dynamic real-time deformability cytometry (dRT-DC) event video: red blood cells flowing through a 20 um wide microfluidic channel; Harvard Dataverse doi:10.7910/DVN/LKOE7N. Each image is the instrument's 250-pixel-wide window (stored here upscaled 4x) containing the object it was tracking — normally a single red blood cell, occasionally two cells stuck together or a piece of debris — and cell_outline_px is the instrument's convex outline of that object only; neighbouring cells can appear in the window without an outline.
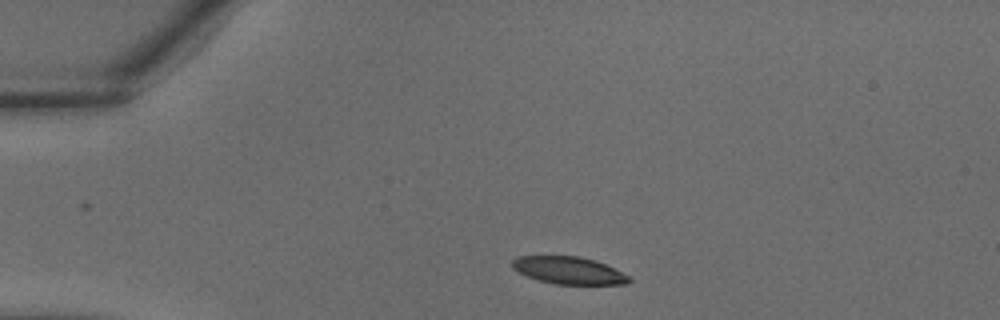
{"species": "common noctule bat (a hibernating species)", "species_latin": "Nyctalus noctula", "temperature_condition": "warm", "stored_images_in_passage": 30, "camera_frame_rate_fps": 3000, "um_per_image_px": 0.085, "animal": {"sex": "male", "body_mass_g": 18.8}, "frame": {"image": 1, "passage_image": 1, "time_ms": 0.0, "image_size_px": [1000, 320], "cell_outline_px": [[632, 280], [628, 284], [556, 284], [540, 280], [528, 276], [512, 268], [512, 260], [520, 256], [580, 256], [596, 260], [628, 276]], "centroid_in_image_um": [48.35, 22.98], "position_along_channel_um": 36.7, "area_um2": 18.32}}
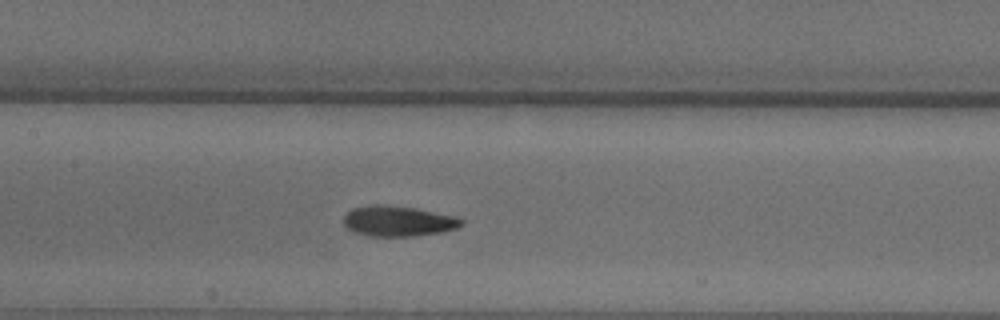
{"frame": {"image": 2, "passage_image": 11, "time_ms": 3.333, "image_size_px": [1000, 320], "cell_outline_px": [[464, 224], [456, 228], [440, 232], [412, 236], [372, 236], [356, 232], [348, 228], [344, 224], [344, 216], [352, 208], [368, 204], [388, 204], [416, 208], [456, 216], [464, 220]], "centroid_in_image_um": [33.85, 18.77], "position_along_channel_um": 173.5, "area_um2": 20.98}}
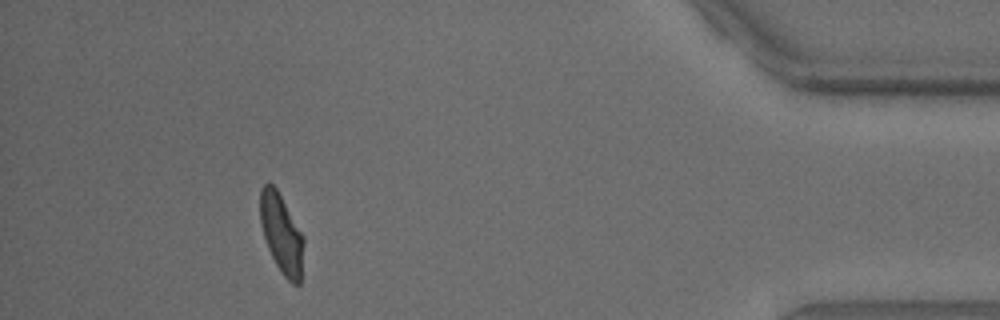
{"frame": {"image": 3, "passage_image": 27, "time_ms": 8.667, "image_size_px": [1000, 320], "cell_outline_px": [[304, 244], [300, 284], [292, 284], [280, 272], [268, 248], [260, 224], [260, 188], [268, 180], [276, 188], [304, 236]], "centroid_in_image_um": [23.92, 19.85], "position_along_channel_um": 411.3, "area_um2": 20.17}}